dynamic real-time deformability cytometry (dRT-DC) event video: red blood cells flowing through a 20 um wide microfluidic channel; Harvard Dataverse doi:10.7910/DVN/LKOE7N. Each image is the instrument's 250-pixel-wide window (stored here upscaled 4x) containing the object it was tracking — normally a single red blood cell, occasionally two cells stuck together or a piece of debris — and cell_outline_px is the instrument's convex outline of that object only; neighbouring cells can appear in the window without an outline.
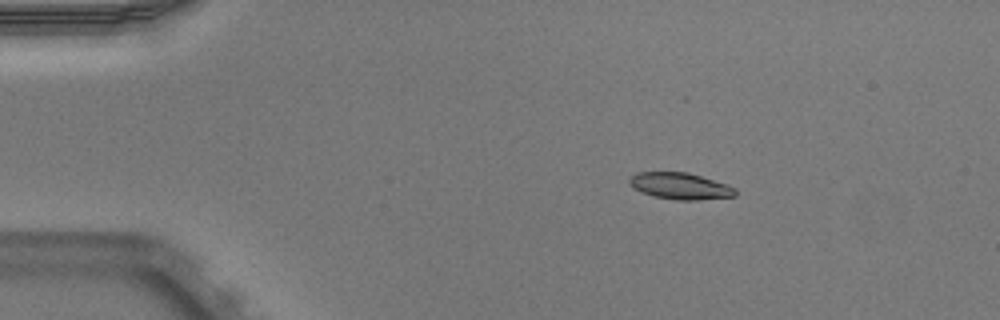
{"species": "Egyptian fruit bat (a non-hibernating species)", "species_latin": "Rousettus aegyptiacus", "temperature_condition": "warm", "stored_images_in_passage": 44, "camera_frame_rate_fps": 3000, "um_per_image_px": 0.085, "animal": {"sex": "male"}, "frame": {"image": 1, "passage_image": 1, "time_ms": 0.0, "image_size_px": [1000, 320], "cell_outline_px": [[736, 196], [696, 200], [676, 200], [656, 196], [632, 188], [628, 184], [628, 180], [636, 172], [688, 172], [728, 184], [736, 188]], "centroid_in_image_um": [57.83, 15.8], "position_along_channel_um": 27.2, "area_um2": 16.42}}
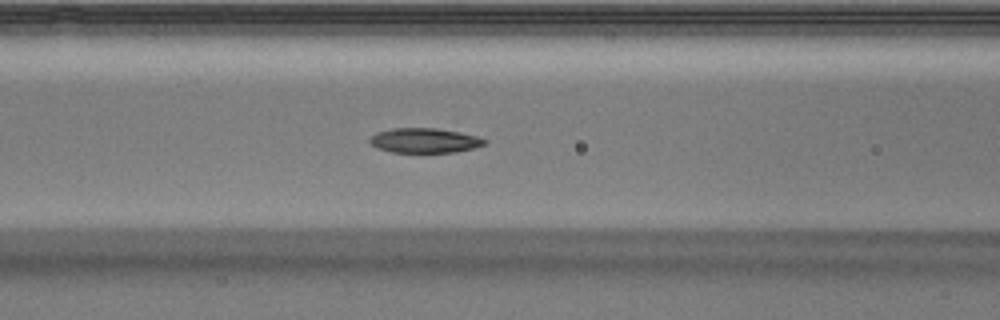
{"frame": {"image": 2, "passage_image": 14, "time_ms": 4.333, "image_size_px": [1000, 320], "cell_outline_px": [[488, 140], [484, 144], [476, 148], [456, 152], [392, 152], [376, 148], [368, 140], [376, 132], [392, 128], [436, 128], [460, 132], [476, 136]], "centroid_in_image_um": [36.09, 11.94], "position_along_channel_um": 130.5, "area_um2": 16.59}}
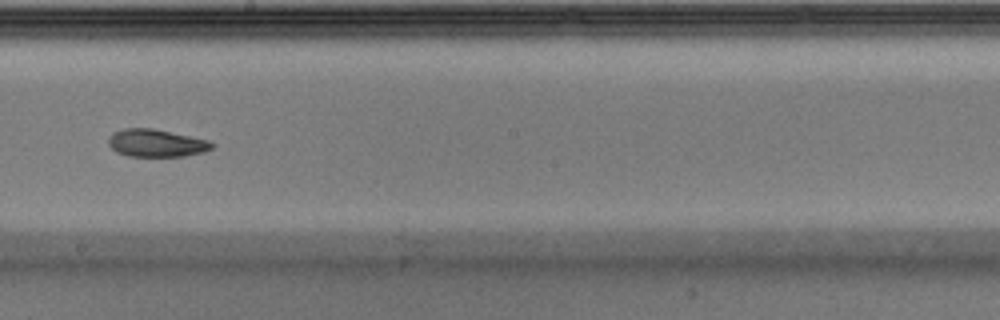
{"frame": {"image": 3, "passage_image": 22, "time_ms": 7.0, "image_size_px": [1000, 320], "cell_outline_px": [[212, 148], [204, 152], [184, 156], [128, 156], [116, 152], [108, 144], [108, 136], [112, 132], [124, 128], [152, 128], [208, 140], [212, 144]], "centroid_in_image_um": [13.22, 12.16], "position_along_channel_um": 235.0, "area_um2": 16.59}, "authors_computed_cell_mechanics": {"area_um2": 17.0799, "velocity_mm_per_s": 3.9176, "shape_relaxation_time_tau1_ms": 9.9326, "shape_relaxation_time_tau2_ms": null, "deformation_change_tau1": 0.2573, "deformation_change_tau2": null}}